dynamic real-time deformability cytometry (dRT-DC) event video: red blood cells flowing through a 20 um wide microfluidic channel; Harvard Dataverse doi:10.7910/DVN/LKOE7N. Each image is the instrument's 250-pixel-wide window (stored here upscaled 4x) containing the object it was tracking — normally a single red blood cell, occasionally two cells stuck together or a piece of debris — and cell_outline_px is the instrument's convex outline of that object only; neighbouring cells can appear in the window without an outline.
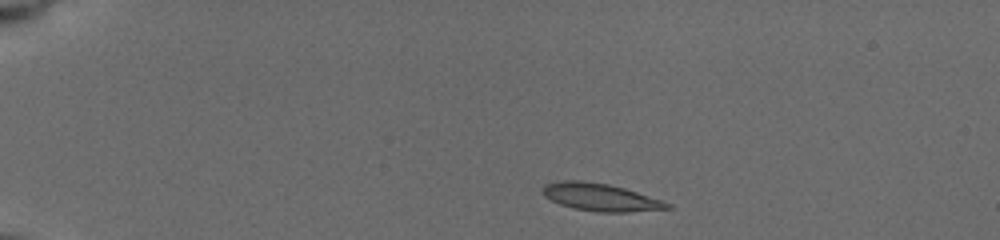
{"species": "common noctule bat (a hibernating species)", "species_latin": "Nyctalus noctula", "temperature_condition": "cold", "stored_images_in_passage": 6, "camera_frame_rate_fps": 3000, "um_per_image_px": 0.085, "animal": {"sex": "female", "body_mass_g": 19.5, "forearm_length_mm": 54.1}, "frame": {"image": 1, "passage_image": 1, "time_ms": 0.0, "image_size_px": [1000, 240], "cell_outline_px": [[672, 208], [628, 212], [596, 212], [572, 208], [560, 204], [544, 196], [544, 184], [560, 180], [580, 180], [608, 184], [624, 188], [672, 204]], "centroid_in_image_um": [51.02, 16.76], "position_along_channel_um": 34.0, "area_um2": 19.83}}
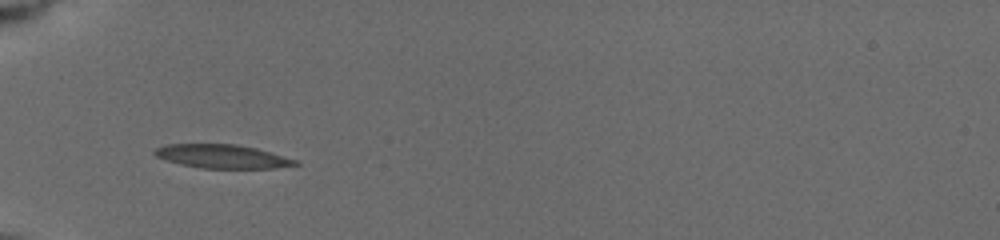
{"frame": {"image": 2, "passage_image": 4, "time_ms": 2.667, "image_size_px": [1000, 240], "cell_outline_px": [[300, 164], [276, 168], [200, 168], [180, 164], [156, 156], [152, 152], [156, 148], [164, 144], [236, 144], [256, 148], [296, 160]], "centroid_in_image_um": [18.86, 13.29], "position_along_channel_um": 66.1, "area_um2": 19.25}}
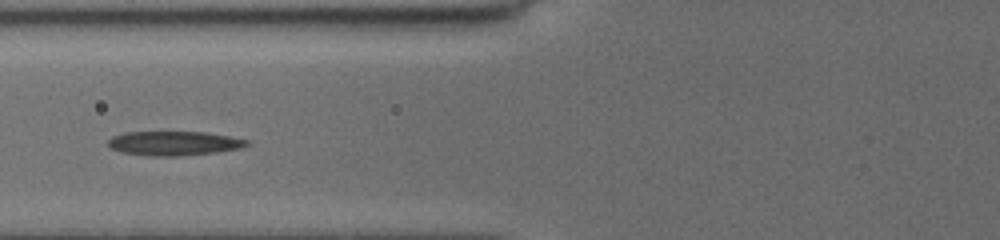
{"frame": {"image": 3, "passage_image": 5, "time_ms": 4.0, "image_size_px": [1000, 240], "cell_outline_px": [[252, 144], [240, 148], [216, 152], [180, 156], [148, 156], [124, 152], [112, 148], [108, 144], [108, 140], [112, 136], [124, 132], [204, 132], [228, 136], [248, 140]], "centroid_in_image_um": [14.8, 12.18], "position_along_channel_um": 111.0, "area_um2": 19.54}}